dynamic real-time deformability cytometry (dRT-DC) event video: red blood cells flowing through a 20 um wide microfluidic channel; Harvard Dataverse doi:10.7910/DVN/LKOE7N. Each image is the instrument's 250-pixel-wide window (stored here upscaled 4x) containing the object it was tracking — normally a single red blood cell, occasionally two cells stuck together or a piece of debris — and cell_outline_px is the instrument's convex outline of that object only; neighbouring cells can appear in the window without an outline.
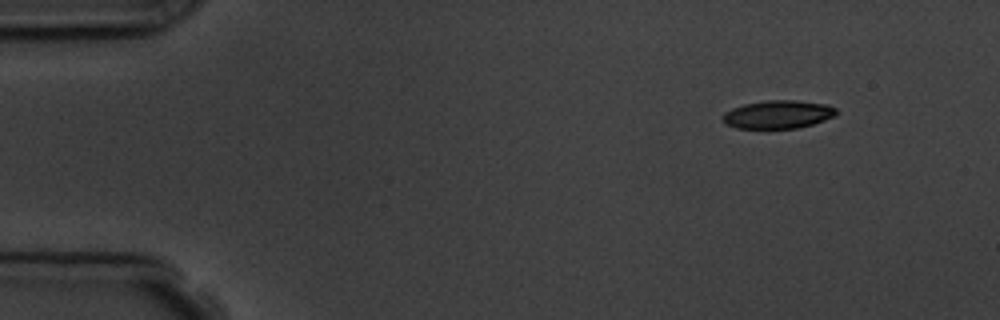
{"species": "common noctule bat (a hibernating species)", "species_latin": "Nyctalus noctula", "temperature_condition": "room temperature", "stored_images_in_passage": 9, "camera_frame_rate_fps": 3000, "um_per_image_px": 0.085, "animal": {"sex": "male", "body_mass_g": 19.5, "forearm_length_mm": 54.6}, "frame": {"image": 1, "passage_image": 1, "time_ms": 0.0, "image_size_px": [1000, 320], "cell_outline_px": [[836, 116], [812, 124], [796, 128], [736, 128], [724, 124], [724, 112], [732, 108], [744, 104], [768, 100], [796, 100], [828, 104], [836, 108]], "centroid_in_image_um": [66.14, 9.72], "position_along_channel_um": 18.9, "area_um2": 18.61}}
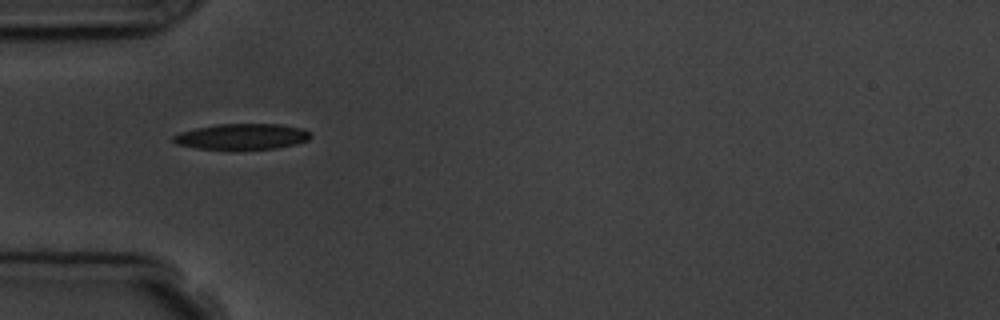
{"frame": {"image": 2, "passage_image": 4, "time_ms": 3.667, "image_size_px": [1000, 320], "cell_outline_px": [[312, 136], [308, 140], [296, 144], [276, 148], [236, 152], [196, 148], [176, 144], [172, 140], [172, 136], [180, 132], [196, 128], [216, 124], [280, 124], [304, 128]], "centroid_in_image_um": [20.55, 11.65], "position_along_channel_um": 64.4, "area_um2": 21.5}}
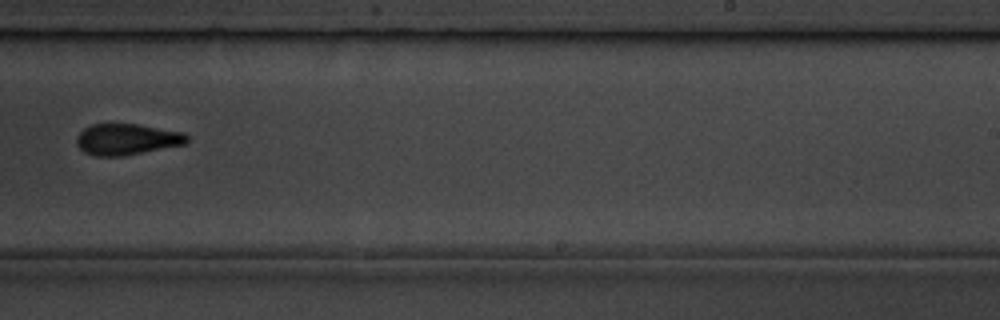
{"frame": {"image": 3, "passage_image": 9, "time_ms": 9.333, "image_size_px": [1000, 320], "cell_outline_px": [[188, 140], [184, 144], [124, 156], [96, 156], [84, 152], [76, 144], [76, 136], [84, 128], [92, 124], [136, 124], [184, 132], [188, 136]], "centroid_in_image_um": [10.76, 11.84], "position_along_channel_um": 278.2, "area_um2": 20.0}}